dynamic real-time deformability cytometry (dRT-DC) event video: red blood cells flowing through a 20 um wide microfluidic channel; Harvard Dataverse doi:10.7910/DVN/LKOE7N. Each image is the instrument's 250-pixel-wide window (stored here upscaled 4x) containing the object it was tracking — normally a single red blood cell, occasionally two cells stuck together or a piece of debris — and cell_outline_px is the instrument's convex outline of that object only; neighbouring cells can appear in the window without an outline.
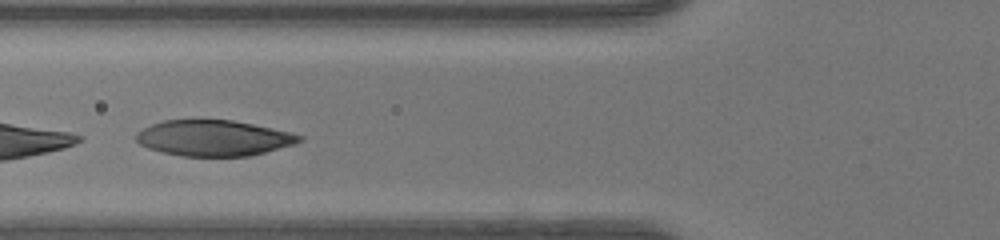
{"species": "human", "species_latin": "Homo sapiens", "temperature_condition": "warm", "stored_images_in_passage": 17, "segment_of_instrument_passage": [2, 2], "camera_frame_rate_fps": 3000, "um_per_image_px": 0.085, "donor": {"sex": "female"}, "frame": {"image": 1, "passage_image": 12, "time_ms": 3.667, "image_size_px": [1000, 240], "cell_outline_px": [[304, 140], [296, 144], [252, 156], [180, 156], [148, 148], [140, 144], [136, 140], [136, 132], [152, 124], [164, 120], [232, 120], [272, 128], [304, 136]], "centroid_in_image_um": [18.19, 11.74], "position_along_channel_um": 107.6, "area_um2": 34.04}}
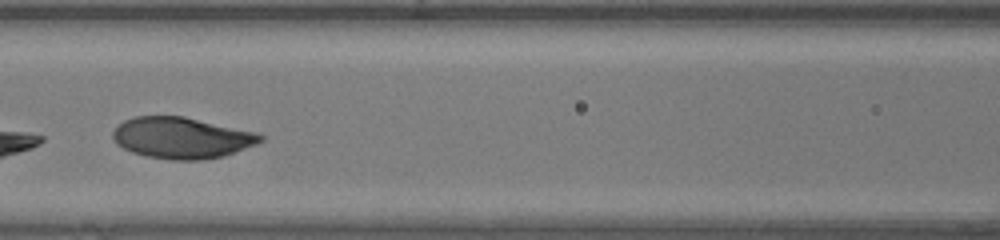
{"frame": {"image": 2, "passage_image": 15, "time_ms": 4.667, "image_size_px": [1000, 240], "cell_outline_px": [[264, 140], [256, 144], [224, 156], [200, 160], [172, 160], [148, 156], [132, 152], [116, 144], [112, 136], [112, 132], [124, 120], [136, 116], [184, 116], [260, 132], [264, 136]], "centroid_in_image_um": [15.49, 11.71], "position_along_channel_um": 151.1, "area_um2": 35.66}}